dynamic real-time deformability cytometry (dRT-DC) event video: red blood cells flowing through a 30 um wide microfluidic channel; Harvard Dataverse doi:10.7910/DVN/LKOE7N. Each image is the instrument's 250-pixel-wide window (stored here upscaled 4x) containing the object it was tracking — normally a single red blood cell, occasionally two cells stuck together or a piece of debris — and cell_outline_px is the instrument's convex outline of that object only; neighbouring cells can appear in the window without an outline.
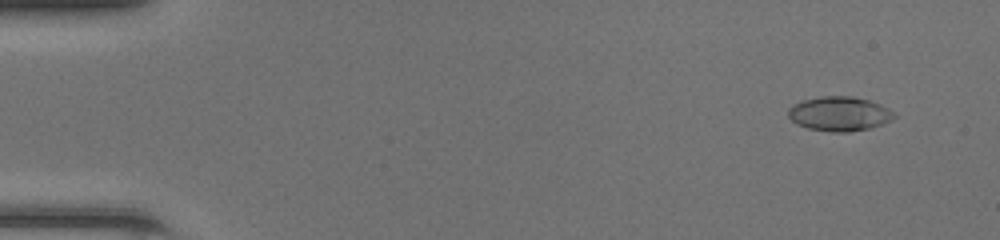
{"species": "common noctule bat (a hibernating species)", "species_latin": "Nyctalus noctula", "temperature_condition": "room temperature", "stored_images_in_passage": 49, "camera_frame_rate_fps": 3000, "um_per_image_px": 0.085, "animal": {"sex": "female", "body_mass_g": 20.0, "forearm_length_mm": 54.0}, "frame": {"image": 1, "passage_image": 4, "time_ms": 1.0, "image_size_px": [1000, 240], "cell_outline_px": [[896, 116], [892, 120], [868, 128], [848, 132], [832, 132], [808, 128], [796, 124], [788, 116], [788, 108], [792, 104], [804, 100], [820, 96], [852, 96], [868, 100], [880, 104], [896, 112]], "centroid_in_image_um": [71.34, 9.66], "position_along_channel_um": 13.7, "area_um2": 21.27}}
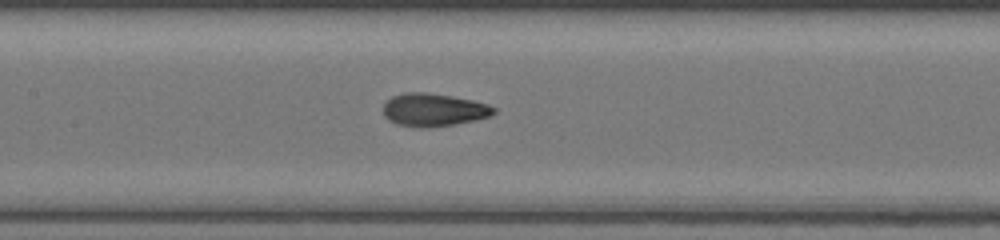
{"frame": {"image": 2, "passage_image": 24, "time_ms": 7.667, "image_size_px": [1000, 240], "cell_outline_px": [[496, 112], [488, 116], [476, 120], [456, 124], [424, 128], [420, 128], [396, 124], [388, 120], [384, 116], [384, 104], [392, 96], [404, 92], [428, 92], [452, 96], [472, 100], [488, 104], [496, 108]], "centroid_in_image_um": [36.85, 9.34], "position_along_channel_um": 170.6, "area_um2": 21.33}}
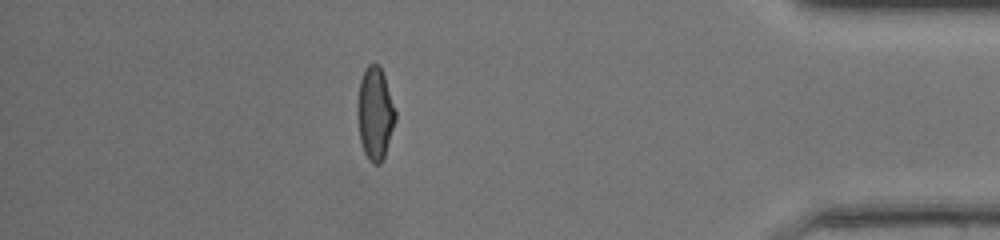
{"frame": {"image": 3, "passage_image": 43, "time_ms": 14.0, "image_size_px": [1000, 240], "cell_outline_px": [[396, 120], [384, 156], [380, 164], [372, 164], [368, 160], [364, 152], [360, 140], [356, 112], [356, 104], [360, 80], [364, 68], [368, 64], [380, 64], [396, 112]], "centroid_in_image_um": [31.85, 9.63], "position_along_channel_um": 403.3, "area_um2": 20.69}, "authors_computed_cell_mechanics": {"area_um2": 20.5768, "velocity_mm_per_s": 4.3343, "shape_relaxation_time_tau1_ms": 4.2158, "shape_relaxation_time_tau2_ms": 1.0282, "deformation_change_tau1": 0.2078, "deformation_change_tau2": 0.0563}}